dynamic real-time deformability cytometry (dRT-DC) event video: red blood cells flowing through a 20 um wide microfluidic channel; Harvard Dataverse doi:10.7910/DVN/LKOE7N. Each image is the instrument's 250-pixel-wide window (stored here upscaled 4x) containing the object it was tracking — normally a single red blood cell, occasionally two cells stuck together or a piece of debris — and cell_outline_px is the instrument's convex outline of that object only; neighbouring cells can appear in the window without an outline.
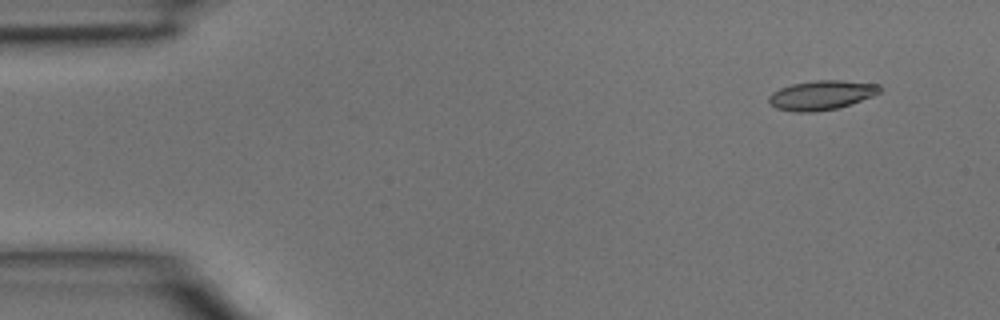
{"species": "common noctule bat (a hibernating species)", "species_latin": "Nyctalus noctula", "temperature_condition": "room temperature", "stored_images_in_passage": 4, "camera_frame_rate_fps": 3000, "um_per_image_px": 0.085, "animal": {"sex": "male", "body_mass_g": 15.6}, "frame": {"image": 1, "passage_image": 1, "time_ms": 0.0, "image_size_px": [1000, 320], "cell_outline_px": [[884, 88], [880, 92], [872, 96], [852, 104], [840, 108], [816, 112], [796, 112], [776, 108], [768, 100], [768, 96], [772, 92], [780, 88], [792, 84], [816, 80], [840, 80], [880, 84]], "centroid_in_image_um": [69.86, 8.09], "position_along_channel_um": 15.1, "area_um2": 19.19}}
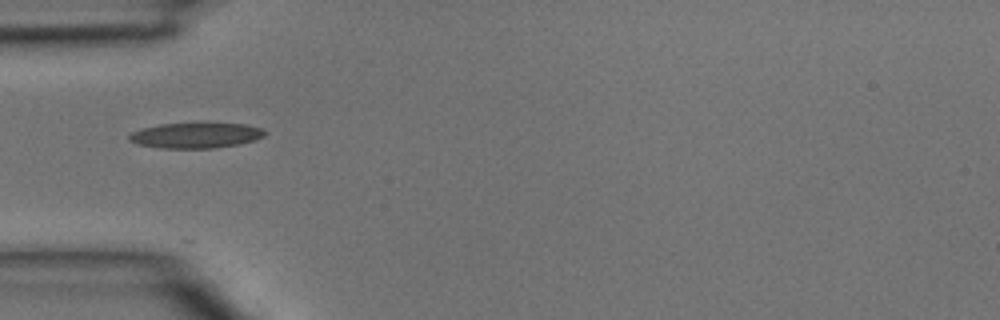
{"frame": {"image": 2, "passage_image": 4, "time_ms": 1.0, "image_size_px": [1000, 320], "cell_outline_px": [[268, 132], [264, 136], [256, 140], [216, 148], [160, 148], [136, 144], [128, 140], [128, 136], [132, 132], [144, 128], [160, 124], [208, 120], [244, 124], [260, 128]], "centroid_in_image_um": [16.67, 11.46], "position_along_channel_um": 68.3, "area_um2": 21.04}}